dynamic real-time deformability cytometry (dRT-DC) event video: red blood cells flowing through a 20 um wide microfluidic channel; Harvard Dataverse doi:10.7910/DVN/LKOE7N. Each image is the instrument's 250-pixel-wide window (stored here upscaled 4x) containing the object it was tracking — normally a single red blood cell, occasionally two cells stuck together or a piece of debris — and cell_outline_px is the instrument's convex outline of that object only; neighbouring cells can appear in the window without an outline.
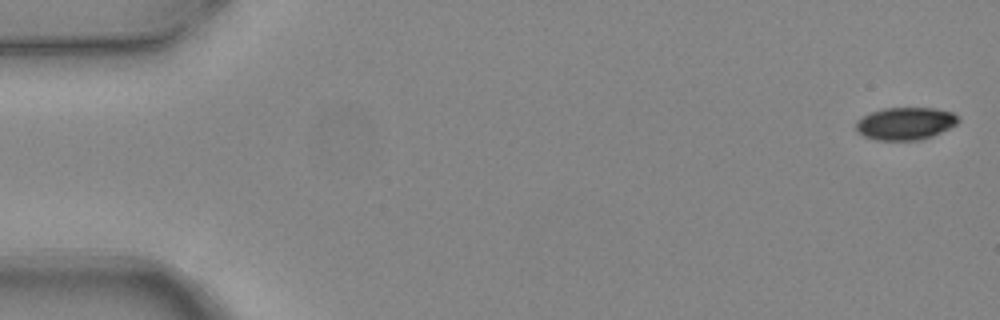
{"species": "common noctule bat (a hibernating species)", "species_latin": "Nyctalus noctula", "temperature_condition": "warm", "stored_images_in_passage": 6, "camera_frame_rate_fps": 3000, "um_per_image_px": 0.085, "animal": {"sex": "female", "body_mass_g": 24.6, "forearm_length_mm": 56.2}, "frame": {"image": 1, "passage_image": 1, "time_ms": 0.0, "image_size_px": [1000, 320], "cell_outline_px": [[960, 120], [956, 124], [932, 136], [920, 140], [876, 140], [864, 136], [856, 132], [856, 120], [872, 112], [884, 108], [932, 108], [952, 112], [960, 116]], "centroid_in_image_um": [76.95, 10.5], "position_along_channel_um": 8.1, "area_um2": 19.36}}
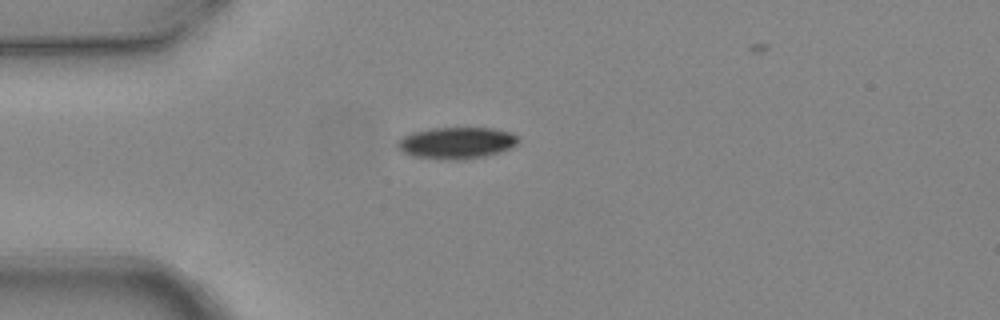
{"frame": {"image": 2, "passage_image": 4, "time_ms": 1.0, "image_size_px": [1000, 320], "cell_outline_px": [[520, 140], [516, 144], [500, 152], [484, 156], [464, 160], [444, 160], [412, 156], [400, 152], [396, 148], [396, 140], [412, 132], [432, 128], [492, 128], [512, 132]], "centroid_in_image_um": [38.75, 12.16], "position_along_channel_um": 46.3, "area_um2": 22.54}}
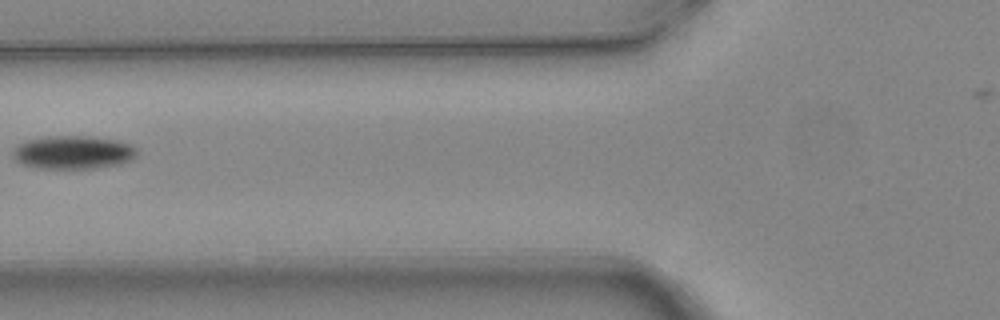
{"frame": {"image": 3, "passage_image": 6, "time_ms": 1.667, "image_size_px": [1000, 320], "cell_outline_px": [[136, 156], [132, 160], [120, 164], [96, 168], [36, 168], [20, 164], [12, 156], [12, 148], [16, 144], [28, 140], [44, 136], [92, 136], [116, 140], [132, 144], [136, 148]], "centroid_in_image_um": [6.19, 12.94], "position_along_channel_um": 119.6, "area_um2": 24.45}}